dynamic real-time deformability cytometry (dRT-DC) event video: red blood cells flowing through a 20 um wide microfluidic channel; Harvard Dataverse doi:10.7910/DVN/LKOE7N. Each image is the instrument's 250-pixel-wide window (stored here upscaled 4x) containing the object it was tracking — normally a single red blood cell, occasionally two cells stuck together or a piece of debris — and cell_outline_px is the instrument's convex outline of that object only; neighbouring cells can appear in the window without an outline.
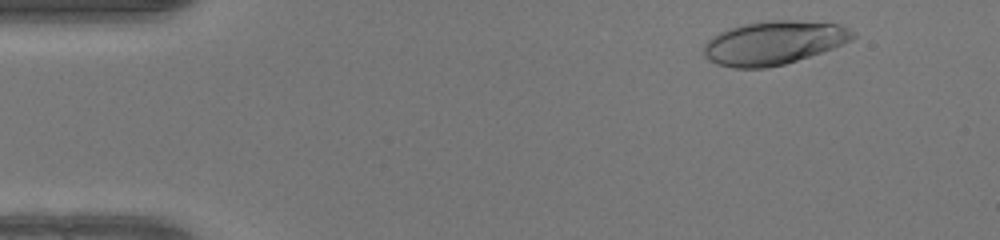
{"species": "human", "species_latin": "Homo sapiens", "temperature_condition": "warm", "stored_images_in_passage": 44, "camera_frame_rate_fps": 3000, "um_per_image_px": 0.085, "donor": {"sex": "female"}, "frame": {"image": 1, "passage_image": 3, "time_ms": 0.667, "image_size_px": [1000, 240], "cell_outline_px": [[856, 36], [852, 40], [832, 48], [784, 64], [764, 68], [732, 68], [716, 64], [708, 60], [704, 56], [704, 44], [712, 36], [720, 32], [744, 24], [772, 20], [792, 20], [840, 24], [848, 28]], "centroid_in_image_um": [65.74, 3.64], "position_along_channel_um": 19.3, "area_um2": 37.57}}
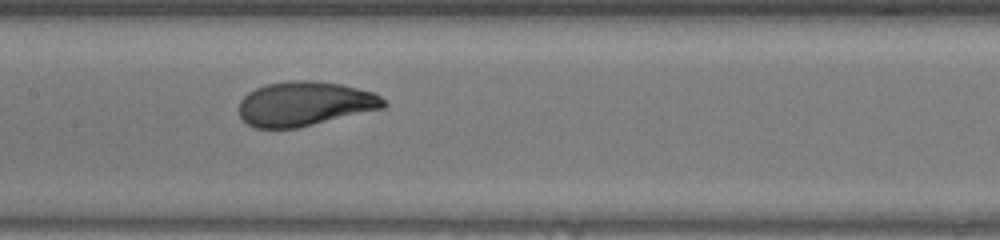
{"frame": {"image": 2, "passage_image": 22, "time_ms": 7.0, "image_size_px": [1000, 240], "cell_outline_px": [[388, 104], [384, 108], [296, 128], [256, 128], [248, 124], [240, 116], [240, 100], [248, 92], [264, 84], [292, 80], [312, 80], [340, 84], [372, 92], [380, 96]], "centroid_in_image_um": [25.89, 8.81], "position_along_channel_um": 181.5, "area_um2": 37.28}}
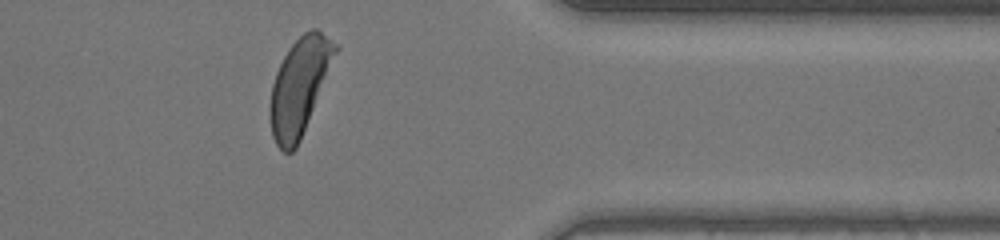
{"frame": {"image": 3, "passage_image": 38, "time_ms": 12.333, "image_size_px": [1000, 240], "cell_outline_px": [[340, 48], [300, 140], [296, 148], [292, 152], [284, 152], [276, 144], [272, 136], [268, 112], [268, 108], [272, 84], [276, 72], [288, 48], [304, 32], [312, 28], [316, 28], [340, 44]], "centroid_in_image_um": [25.47, 7.32], "position_along_channel_um": 385.9, "area_um2": 36.99}, "authors_computed_cell_mechanics": {"area_um2": 37.1654, "velocity_mm_per_s": 4.1432, "shape_relaxation_time_tau1_ms": 3.2543, "shape_relaxation_time_tau2_ms": null, "deformation_change_tau1": 0.1774, "deformation_change_tau2": null}}